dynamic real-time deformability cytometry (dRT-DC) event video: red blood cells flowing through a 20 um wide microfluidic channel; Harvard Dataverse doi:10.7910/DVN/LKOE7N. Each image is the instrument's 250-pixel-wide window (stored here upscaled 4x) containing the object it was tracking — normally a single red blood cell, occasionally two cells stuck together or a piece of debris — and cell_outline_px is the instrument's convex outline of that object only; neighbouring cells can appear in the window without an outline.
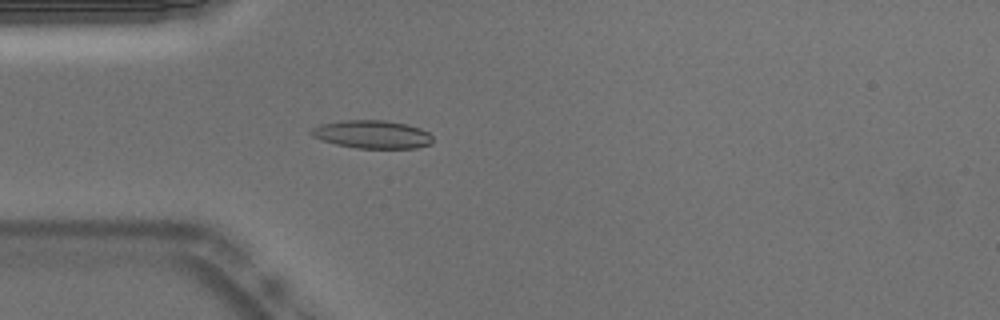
{"species": "Egyptian fruit bat (a non-hibernating species)", "species_latin": "Rousettus aegyptiacus", "temperature_condition": "warm", "stored_images_in_passage": 53, "camera_frame_rate_fps": 3000, "um_per_image_px": 0.085, "animal": {"sex": "male"}, "frame": {"image": 1, "passage_image": 15, "time_ms": 4.667, "image_size_px": [1000, 320], "cell_outline_px": [[432, 144], [416, 148], [356, 148], [336, 144], [312, 136], [308, 132], [312, 128], [320, 124], [340, 120], [384, 120], [408, 124], [420, 128], [428, 132], [432, 136]], "centroid_in_image_um": [31.64, 11.41], "position_along_channel_um": 53.4, "area_um2": 20.0}}
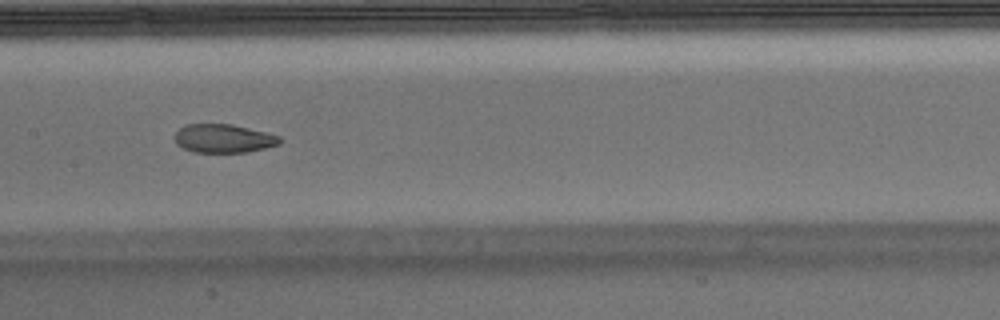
{"frame": {"image": 2, "passage_image": 26, "time_ms": 8.333, "image_size_px": [1000, 320], "cell_outline_px": [[280, 144], [248, 152], [196, 152], [184, 148], [176, 144], [176, 132], [184, 124], [232, 124], [268, 132], [280, 136]], "centroid_in_image_um": [19.03, 11.76], "position_along_channel_um": 188.4, "area_um2": 17.46}}
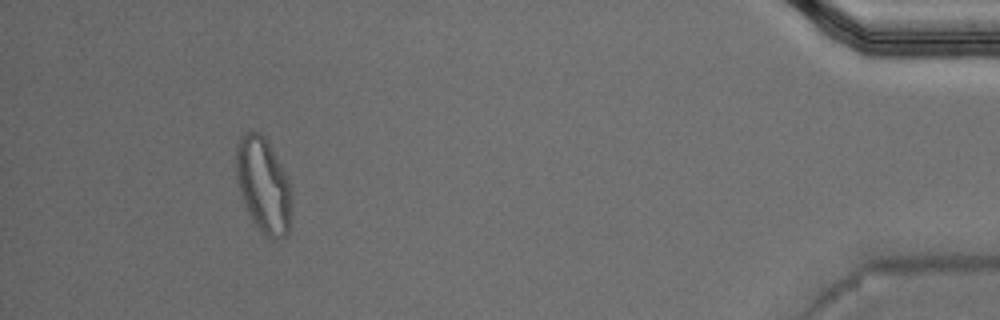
{"frame": {"image": 3, "passage_image": 49, "time_ms": 16.0, "image_size_px": [1000, 320], "cell_outline_px": [[292, 196], [288, 236], [276, 244], [256, 224], [240, 192], [236, 176], [236, 148], [240, 136], [244, 132], [260, 132], [264, 136], [288, 176]], "centroid_in_image_um": [22.43, 15.75], "position_along_channel_um": 412.8, "area_um2": 30.69}, "authors_computed_cell_mechanics": {"area_um2": 18.8428, "velocity_mm_per_s": 3.7917, "shape_relaxation_time_tau1_ms": 6.1699, "shape_relaxation_time_tau2_ms": 1.6852, "deformation_change_tau1": 0.2297, "deformation_change_tau2": 0.0761}}